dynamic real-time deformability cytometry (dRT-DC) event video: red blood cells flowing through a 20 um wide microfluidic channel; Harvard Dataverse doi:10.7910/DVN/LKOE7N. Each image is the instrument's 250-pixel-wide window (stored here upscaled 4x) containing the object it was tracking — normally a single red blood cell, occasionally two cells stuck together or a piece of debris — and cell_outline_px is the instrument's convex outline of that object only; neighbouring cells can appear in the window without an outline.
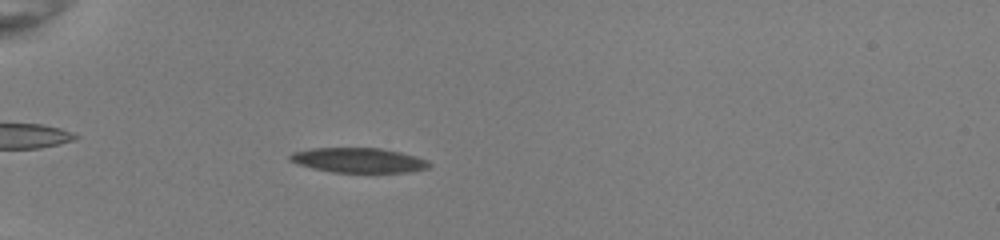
{"species": "common noctule bat (a hibernating species)", "species_latin": "Nyctalus noctula", "temperature_condition": "room temperature", "stored_images_in_passage": 54, "camera_frame_rate_fps": 3000, "um_per_image_px": 0.085, "animal": {"sex": "female", "body_mass_g": 22.0, "forearm_length_mm": 56.7}, "frame": {"image": 1, "passage_image": 17, "time_ms": 5.333, "image_size_px": [1000, 240], "cell_outline_px": [[432, 164], [428, 168], [404, 172], [332, 172], [312, 168], [288, 160], [288, 156], [292, 152], [312, 148], [380, 148], [412, 156], [424, 160]], "centroid_in_image_um": [30.39, 13.62], "position_along_channel_um": 54.6, "area_um2": 19.71}}
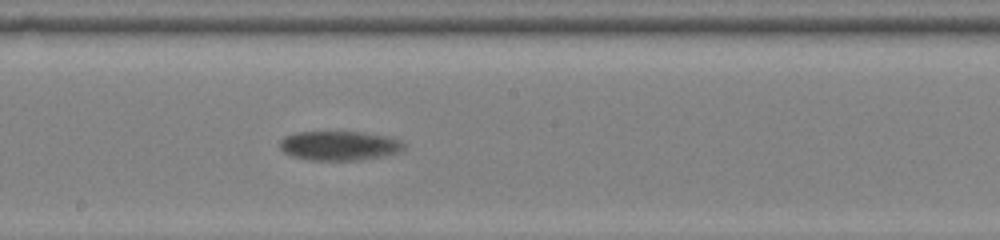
{"frame": {"image": 2, "passage_image": 32, "time_ms": 10.333, "image_size_px": [1000, 240], "cell_outline_px": [[404, 148], [396, 152], [380, 156], [360, 160], [312, 160], [292, 156], [284, 152], [280, 148], [280, 140], [284, 136], [296, 132], [364, 132], [388, 136], [400, 140], [404, 144]], "centroid_in_image_um": [28.81, 12.37], "position_along_channel_um": 219.4, "area_um2": 21.1}}
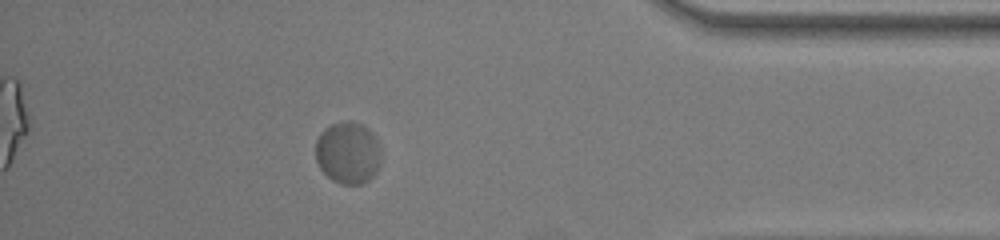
{"frame": {"image": 3, "passage_image": 49, "time_ms": 16.0, "image_size_px": [1000, 240], "cell_outline_px": [[380, 164], [376, 172], [368, 180], [360, 184], [340, 184], [332, 180], [320, 168], [316, 160], [316, 140], [320, 132], [324, 128], [332, 124], [344, 120], [348, 120], [360, 124], [368, 128], [372, 132], [380, 148]], "centroid_in_image_um": [29.57, 12.98], "position_along_channel_um": 405.6, "area_um2": 23.76}, "authors_computed_cell_mechanics": {"area_um2": 21.386, "velocity_mm_per_s": 3.7533, "shape_relaxation_time_tau1_ms": 4.7645, "shape_relaxation_time_tau2_ms": null, "deformation_change_tau1": 0.1468, "deformation_change_tau2": null}}